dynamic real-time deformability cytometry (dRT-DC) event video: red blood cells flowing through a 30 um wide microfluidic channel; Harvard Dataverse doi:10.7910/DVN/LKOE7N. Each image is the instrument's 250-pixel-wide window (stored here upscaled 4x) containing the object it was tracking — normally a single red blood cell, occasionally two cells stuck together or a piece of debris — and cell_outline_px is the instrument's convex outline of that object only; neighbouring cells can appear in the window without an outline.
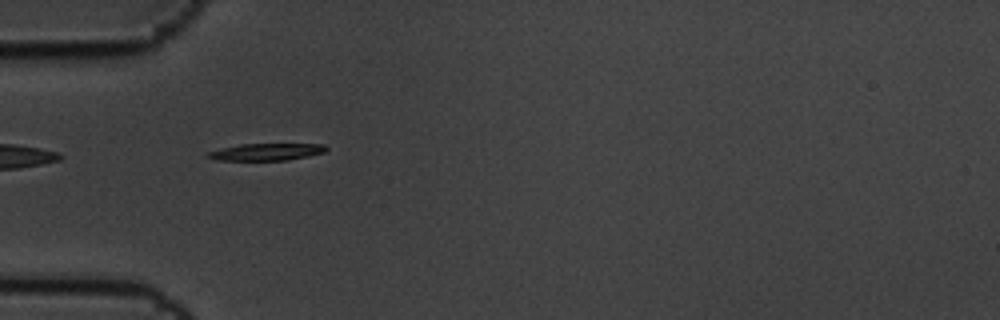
{"species": "common noctule bat (a hibernating species)", "species_latin": "Nyctalus noctula", "temperature_condition": "cold", "stored_images_in_passage": 5, "camera_frame_rate_fps": 3000, "um_per_image_px": 0.085, "animal": {"sex": "male", "body_mass_g": 19.5, "forearm_length_mm": 54.6}, "frame": {"image": 1, "passage_image": 1, "time_ms": 0.0, "image_size_px": [1000, 320], "cell_outline_px": [[328, 148], [324, 152], [308, 156], [288, 160], [216, 160], [204, 156], [204, 152], [220, 148], [240, 144], [324, 144]], "centroid_in_image_um": [22.56, 12.91], "position_along_channel_um": 62.4, "area_um2": 11.85}}
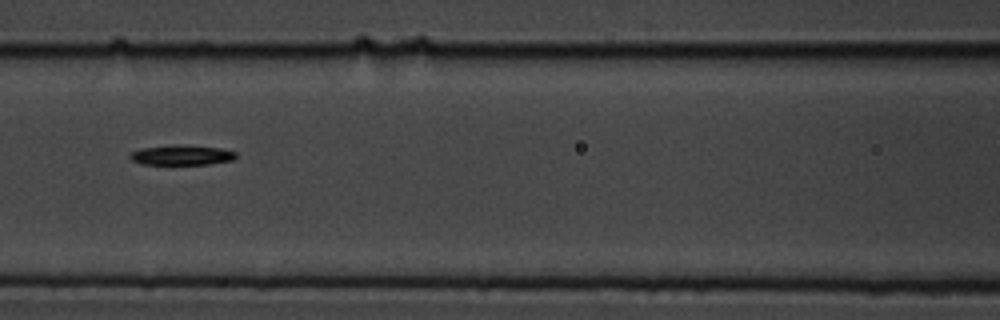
{"frame": {"image": 2, "passage_image": 3, "time_ms": 0.667, "image_size_px": [1000, 320], "cell_outline_px": [[236, 156], [232, 160], [208, 164], [140, 164], [132, 160], [128, 156], [132, 152], [140, 148], [184, 144], [220, 148], [236, 152]], "centroid_in_image_um": [15.42, 13.17], "position_along_channel_um": 151.2, "area_um2": 12.31}}
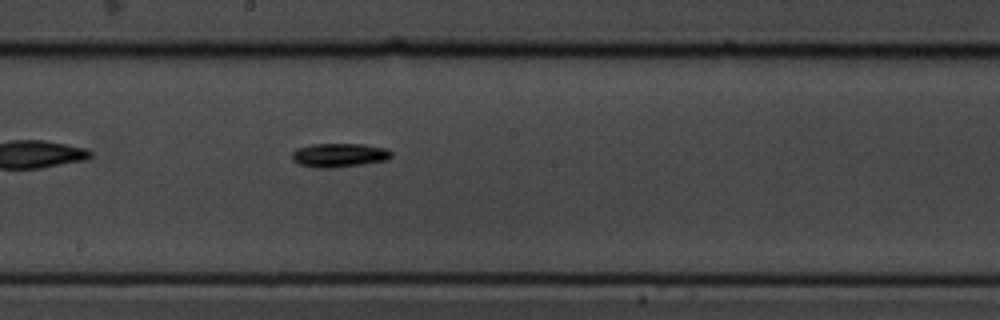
{"frame": {"image": 3, "passage_image": 5, "time_ms": 1.333, "image_size_px": [1000, 320], "cell_outline_px": [[392, 156], [388, 160], [364, 164], [332, 168], [316, 168], [300, 164], [292, 160], [292, 152], [296, 148], [312, 144], [364, 144], [384, 148], [392, 152]], "centroid_in_image_um": [28.83, 13.19], "position_along_channel_um": 219.4, "area_um2": 13.93}}